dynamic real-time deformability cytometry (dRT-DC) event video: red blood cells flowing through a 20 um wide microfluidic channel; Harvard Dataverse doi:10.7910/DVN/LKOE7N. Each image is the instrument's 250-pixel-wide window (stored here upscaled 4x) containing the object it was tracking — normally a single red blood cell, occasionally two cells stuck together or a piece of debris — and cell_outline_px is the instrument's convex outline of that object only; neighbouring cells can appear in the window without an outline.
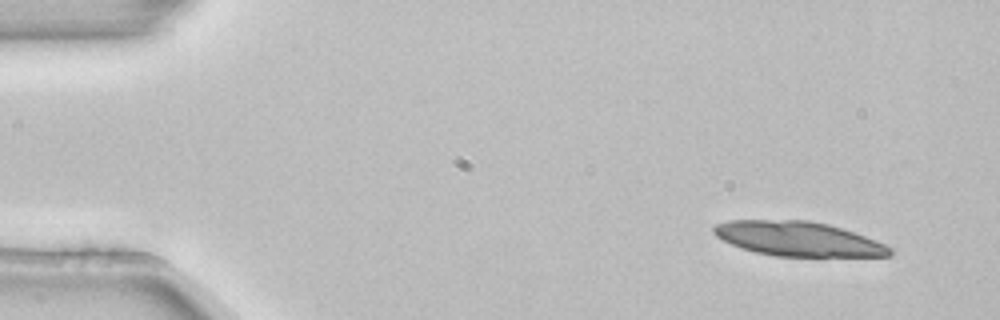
{"species": "common noctule bat (a hibernating species)", "species_latin": "Nyctalus noctula", "temperature_condition": "room temperature", "stored_images_in_passage": 4, "camera_frame_rate_fps": 3000, "um_per_image_px": 0.085, "animal": {"sex": "female", "body_mass_g": 22.7, "forearm_length_mm": 54.2}, "frame": {"image": 1, "passage_image": 1, "time_ms": 0.0, "image_size_px": [1000, 320], "cell_outline_px": [[892, 256], [776, 256], [756, 252], [740, 248], [716, 236], [712, 232], [712, 228], [716, 224], [728, 220], [808, 220], [828, 224], [864, 236], [884, 244], [892, 248]], "centroid_in_image_um": [67.81, 20.3], "position_along_channel_um": 17.2, "area_um2": 35.14}}
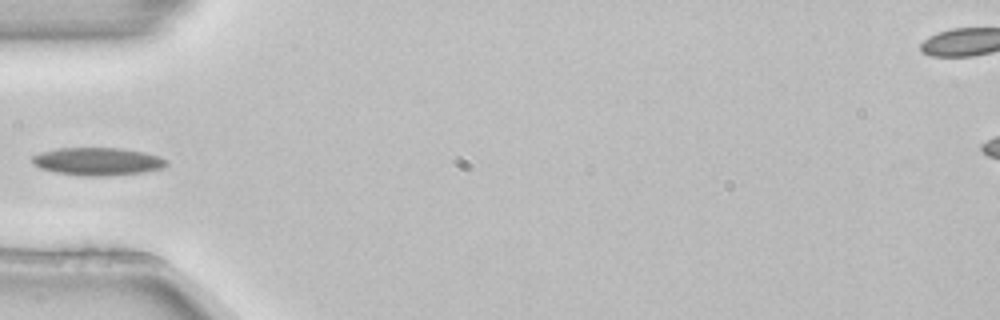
{"frame": {"image": 2, "passage_image": 4, "time_ms": 1.0, "image_size_px": [1000, 320], "cell_outline_px": [[168, 164], [164, 168], [144, 172], [108, 176], [88, 176], [56, 172], [40, 168], [32, 164], [32, 156], [44, 152], [60, 148], [120, 148], [144, 152], [160, 156], [168, 160]], "centroid_in_image_um": [8.36, 13.73], "position_along_channel_um": 76.6, "area_um2": 21.73}}